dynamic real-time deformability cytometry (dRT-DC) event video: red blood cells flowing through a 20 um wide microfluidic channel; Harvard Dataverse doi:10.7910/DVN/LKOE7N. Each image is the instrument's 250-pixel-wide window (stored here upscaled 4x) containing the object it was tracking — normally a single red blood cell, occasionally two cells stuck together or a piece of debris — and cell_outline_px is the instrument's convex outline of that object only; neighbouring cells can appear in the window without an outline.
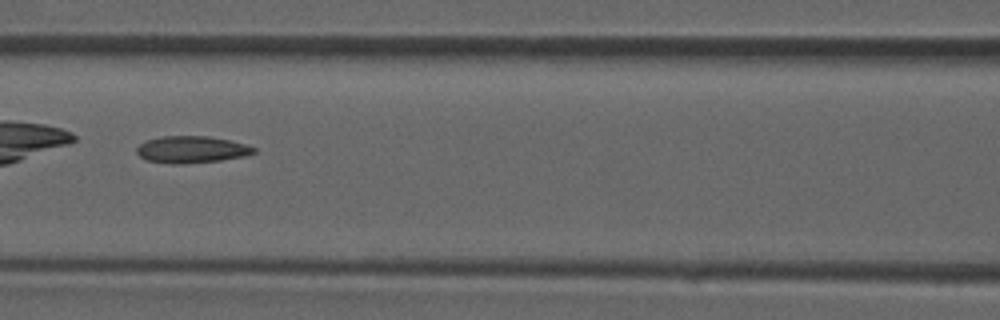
{"species": "common noctule bat (a hibernating species)", "species_latin": "Nyctalus noctula", "temperature_condition": "room temperature", "stored_images_in_passage": 30, "camera_frame_rate_fps": 3000, "um_per_image_px": 0.085, "animal": {"sex": "male", "forearm_length_mm": 52.5}, "frame": {"image": 1, "passage_image": 9, "time_ms": 2.667, "image_size_px": [1000, 320], "cell_outline_px": [[256, 152], [244, 156], [220, 160], [180, 164], [172, 164], [148, 160], [140, 156], [136, 152], [136, 148], [140, 144], [148, 140], [160, 136], [208, 136], [228, 140], [244, 144], [256, 148]], "centroid_in_image_um": [16.27, 12.7], "position_along_channel_um": 150.3, "area_um2": 18.15}}